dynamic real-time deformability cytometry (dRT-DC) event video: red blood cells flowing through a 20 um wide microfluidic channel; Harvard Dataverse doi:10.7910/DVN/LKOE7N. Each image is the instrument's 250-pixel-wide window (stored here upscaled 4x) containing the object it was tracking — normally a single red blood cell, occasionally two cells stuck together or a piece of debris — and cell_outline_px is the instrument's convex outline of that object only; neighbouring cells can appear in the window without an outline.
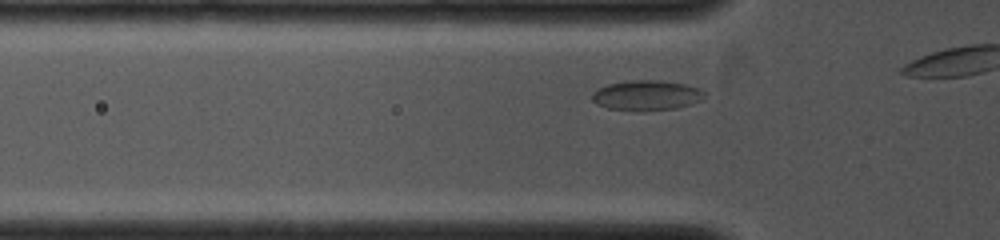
{"species": "common noctule bat (a hibernating species)", "species_latin": "Nyctalus noctula", "temperature_condition": "cold", "stored_images_in_passage": 11, "camera_frame_rate_fps": 4000, "um_per_image_px": 0.085, "animal": {"sex": "female", "body_mass_g": 19.0, "forearm_length_mm": 53.3}, "frame": {"image": 1, "passage_image": 7, "time_ms": 1.25, "image_size_px": [1000, 240], "cell_outline_px": [[708, 92], [700, 100], [692, 104], [676, 108], [640, 112], [608, 108], [596, 104], [592, 100], [592, 92], [608, 84], [628, 80], [660, 80], [684, 84], [700, 88]], "centroid_in_image_um": [54.97, 8.11], "position_along_channel_um": 70.8, "area_um2": 20.0}}